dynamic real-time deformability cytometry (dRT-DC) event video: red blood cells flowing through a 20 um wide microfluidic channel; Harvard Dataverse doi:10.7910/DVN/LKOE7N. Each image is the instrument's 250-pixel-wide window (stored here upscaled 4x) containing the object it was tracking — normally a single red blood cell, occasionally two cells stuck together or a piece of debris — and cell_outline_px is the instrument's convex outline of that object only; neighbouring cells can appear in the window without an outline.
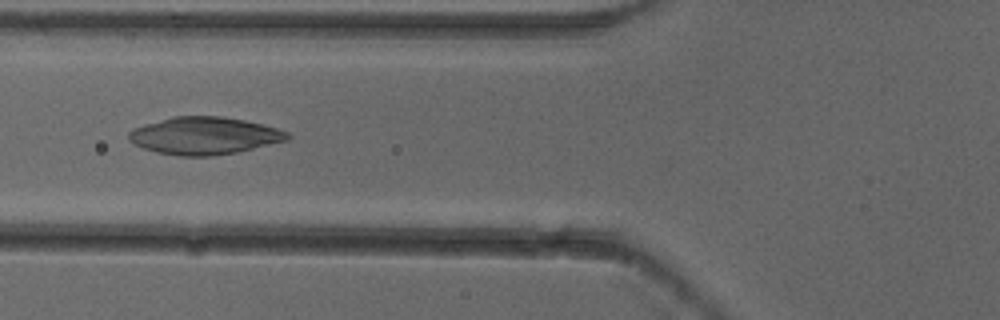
{"species": "common noctule bat (a hibernating species)", "species_latin": "Nyctalus noctula", "temperature_condition": "cold", "stored_images_in_passage": 9, "camera_frame_rate_fps": 3000, "um_per_image_px": 0.085, "animal": {"sex": "female"}, "frame": {"image": 1, "passage_image": 6, "time_ms": 1.667, "image_size_px": [1000, 320], "cell_outline_px": [[292, 136], [288, 140], [236, 152], [208, 156], [180, 156], [156, 152], [144, 148], [128, 140], [128, 132], [132, 128], [144, 124], [172, 116], [220, 116], [244, 120], [276, 128], [288, 132]], "centroid_in_image_um": [17.34, 11.53], "position_along_channel_um": 108.5, "area_um2": 34.45}}
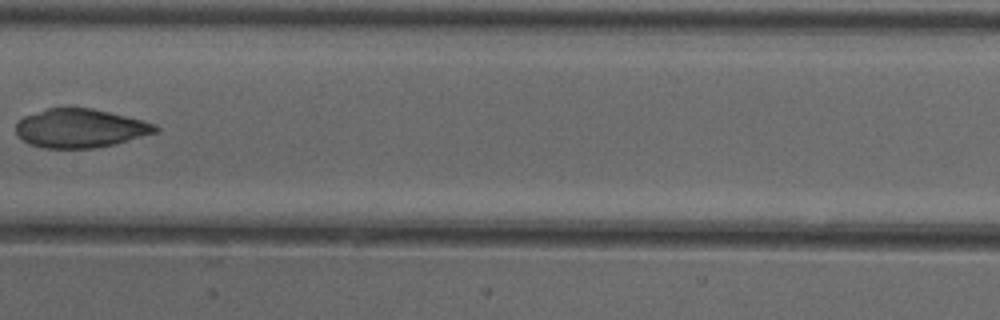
{"frame": {"image": 2, "passage_image": 8, "time_ms": 2.333, "image_size_px": [1000, 320], "cell_outline_px": [[160, 128], [156, 132], [112, 144], [92, 148], [44, 148], [28, 144], [16, 132], [16, 124], [24, 116], [48, 108], [92, 108], [144, 120], [156, 124]], "centroid_in_image_um": [6.82, 10.89], "position_along_channel_um": 200.6, "area_um2": 31.15}}
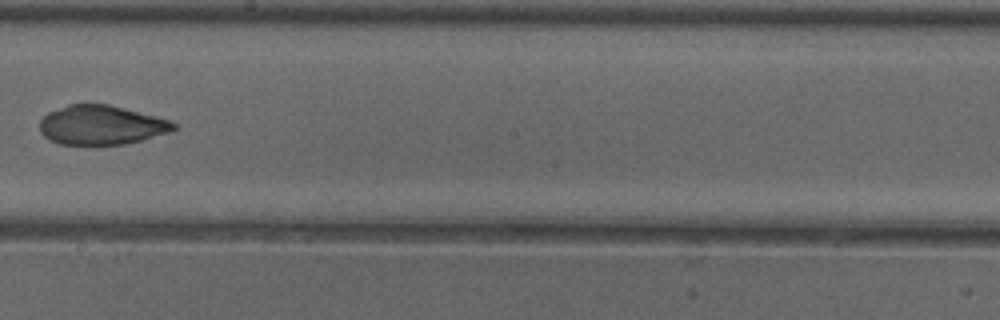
{"frame": {"image": 3, "passage_image": 9, "time_ms": 2.667, "image_size_px": [1000, 320], "cell_outline_px": [[180, 128], [140, 140], [124, 144], [60, 144], [44, 136], [40, 132], [40, 120], [48, 112], [68, 104], [108, 104], [168, 120], [176, 124]], "centroid_in_image_um": [8.57, 10.62], "position_along_channel_um": 239.6, "area_um2": 30.17}}